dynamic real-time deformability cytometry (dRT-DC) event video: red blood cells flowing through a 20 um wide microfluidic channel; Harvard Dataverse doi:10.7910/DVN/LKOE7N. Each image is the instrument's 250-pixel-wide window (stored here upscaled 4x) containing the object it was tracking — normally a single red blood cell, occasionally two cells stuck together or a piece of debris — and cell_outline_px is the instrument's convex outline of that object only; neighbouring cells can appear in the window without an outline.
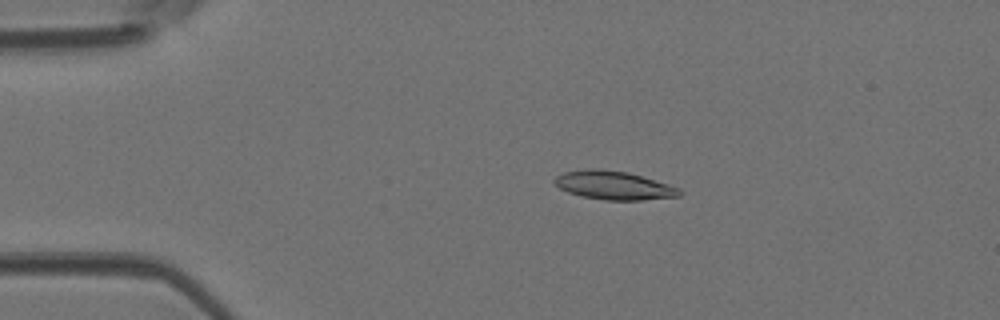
{"species": "Egyptian fruit bat (a non-hibernating species)", "species_latin": "Rousettus aegyptiacus", "temperature_condition": "room temperature", "stored_images_in_passage": 41, "camera_frame_rate_fps": 3000, "um_per_image_px": 0.085, "animal": {"sex": "female"}, "frame": {"image": 1, "passage_image": 1, "time_ms": 0.0, "image_size_px": [1000, 320], "cell_outline_px": [[680, 196], [640, 200], [604, 200], [580, 196], [568, 192], [560, 188], [552, 180], [556, 176], [564, 172], [588, 168], [600, 168], [628, 172], [680, 188]], "centroid_in_image_um": [52.13, 15.75], "position_along_channel_um": 32.9, "area_um2": 20.75}}
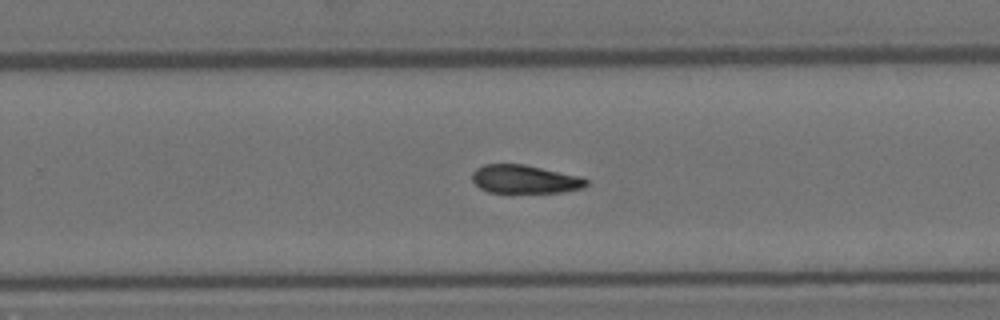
{"frame": {"image": 2, "passage_image": 23, "time_ms": 7.333, "image_size_px": [1000, 320], "cell_outline_px": [[588, 184], [584, 188], [560, 192], [488, 192], [480, 188], [472, 180], [472, 172], [476, 168], [484, 164], [524, 164], [580, 176], [588, 180]], "centroid_in_image_um": [44.6, 15.22], "position_along_channel_um": 285.2, "area_um2": 18.84}}
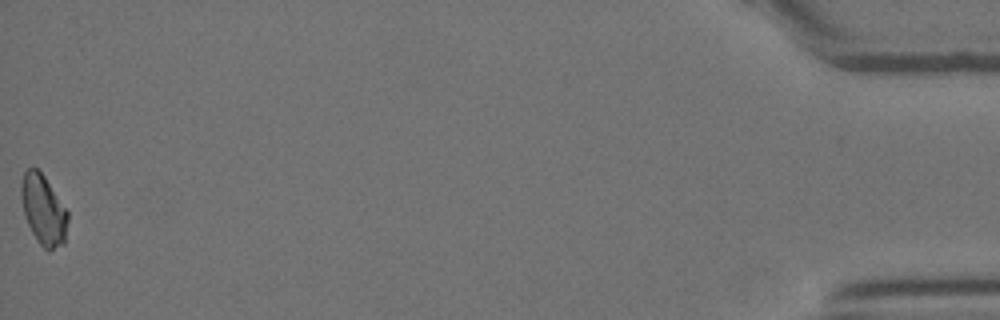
{"frame": {"image": 3, "passage_image": 41, "time_ms": 13.333, "image_size_px": [1000, 320], "cell_outline_px": [[68, 220], [64, 244], [48, 252], [40, 244], [32, 232], [24, 216], [20, 196], [20, 184], [24, 172], [28, 168], [36, 168], [44, 176], [68, 212]], "centroid_in_image_um": [3.67, 17.85], "position_along_channel_um": 431.5, "area_um2": 19.02}, "authors_computed_cell_mechanics": {"area_um2": 19.7098, "velocity_mm_per_s": 4.0684, "shape_relaxation_time_tau1_ms": 6.6205, "shape_relaxation_time_tau2_ms": 10.832, "deformation_change_tau1": 0.1733, "deformation_change_tau2": 0.2166}}